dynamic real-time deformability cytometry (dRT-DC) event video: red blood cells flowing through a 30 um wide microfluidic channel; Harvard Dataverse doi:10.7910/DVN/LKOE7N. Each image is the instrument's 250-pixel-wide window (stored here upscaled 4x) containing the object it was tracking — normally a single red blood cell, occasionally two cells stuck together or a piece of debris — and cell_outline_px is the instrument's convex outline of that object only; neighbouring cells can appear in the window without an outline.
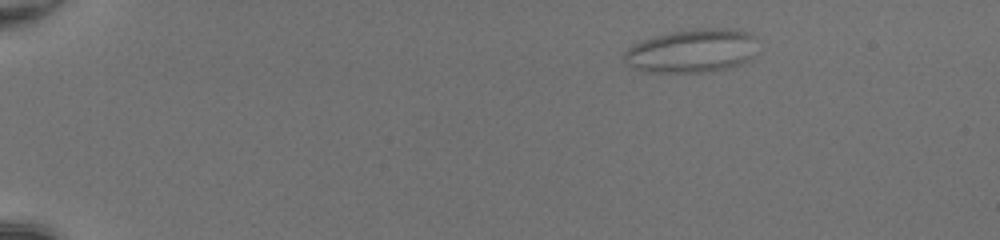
{"species": "common noctule bat (a hibernating species)", "species_latin": "Nyctalus noctula", "temperature_condition": "room temperature", "stored_images_in_passage": 50, "camera_frame_rate_fps": 3000, "um_per_image_px": 0.085, "animal": {"sex": "female", "body_mass_g": 20.0, "forearm_length_mm": 54.0}, "frame": {"image": 1, "passage_image": 7, "time_ms": 2.0, "image_size_px": [1000, 240], "cell_outline_px": [[752, 60], [728, 68], [712, 72], [644, 72], [632, 68], [624, 64], [620, 60], [624, 52], [632, 44], [656, 36], [672, 32], [696, 28], [728, 28], [748, 32], [752, 36]], "centroid_in_image_um": [58.71, 4.35], "position_along_channel_um": 26.3, "area_um2": 33.99}}
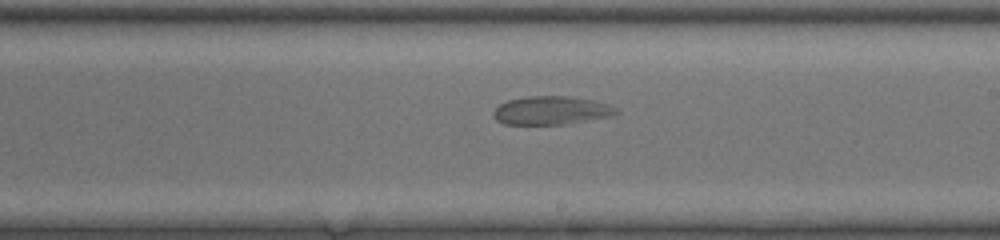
{"frame": {"image": 2, "passage_image": 31, "time_ms": 10.0, "image_size_px": [1000, 240], "cell_outline_px": [[620, 112], [612, 116], [564, 124], [504, 124], [496, 120], [492, 116], [492, 112], [500, 104], [508, 100], [528, 96], [568, 96], [592, 100], [608, 104], [616, 108]], "centroid_in_image_um": [46.84, 9.39], "position_along_channel_um": 242.2, "area_um2": 20.29}}
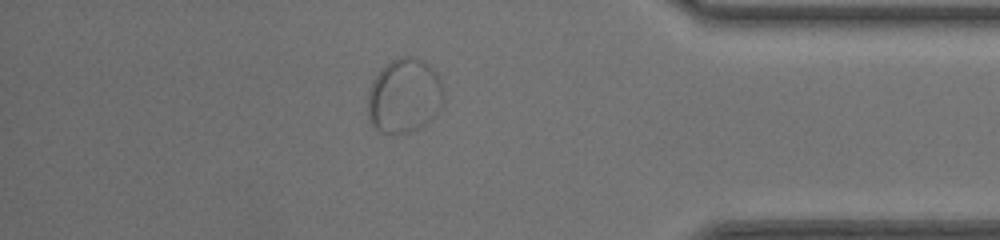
{"frame": {"image": 3, "passage_image": 44, "time_ms": 14.333, "image_size_px": [1000, 240], "cell_outline_px": [[444, 104], [432, 120], [420, 128], [412, 132], [396, 136], [380, 132], [372, 124], [368, 116], [368, 92], [372, 80], [380, 68], [392, 60], [400, 56], [412, 56], [424, 60], [436, 72], [440, 80], [444, 96]], "centroid_in_image_um": [34.37, 8.17], "position_along_channel_um": 400.8, "area_um2": 33.81}}